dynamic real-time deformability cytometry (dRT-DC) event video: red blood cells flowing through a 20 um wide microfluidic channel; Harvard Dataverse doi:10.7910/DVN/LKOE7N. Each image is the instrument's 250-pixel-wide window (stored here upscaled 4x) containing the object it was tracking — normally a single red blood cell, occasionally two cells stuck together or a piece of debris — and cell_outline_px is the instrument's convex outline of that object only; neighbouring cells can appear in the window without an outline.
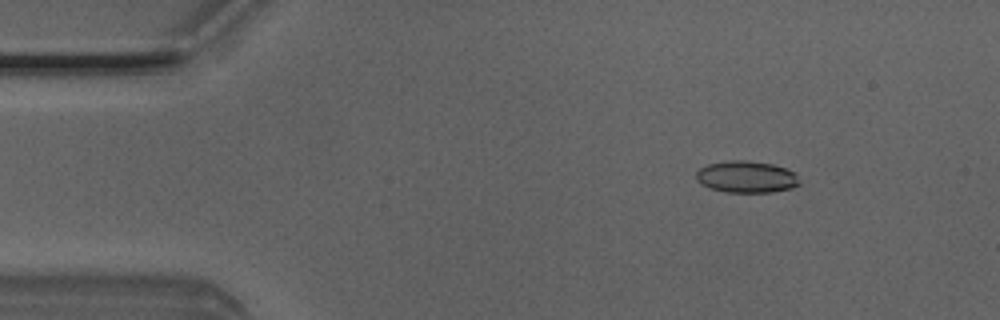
{"species": "Egyptian fruit bat (a non-hibernating species)", "species_latin": "Rousettus aegyptiacus", "temperature_condition": "room temperature", "stored_images_in_passage": 3, "camera_frame_rate_fps": 3000, "um_per_image_px": 0.085, "animal": {"sex": "male"}, "frame": {"image": 1, "passage_image": 2, "time_ms": 0.333, "image_size_px": [1000, 320], "cell_outline_px": [[800, 184], [792, 188], [772, 192], [724, 192], [708, 188], [700, 184], [696, 180], [696, 172], [700, 168], [708, 164], [728, 160], [744, 160], [772, 164], [796, 172], [800, 180]], "centroid_in_image_um": [63.44, 15.04], "position_along_channel_um": 21.6, "area_um2": 19.36}}